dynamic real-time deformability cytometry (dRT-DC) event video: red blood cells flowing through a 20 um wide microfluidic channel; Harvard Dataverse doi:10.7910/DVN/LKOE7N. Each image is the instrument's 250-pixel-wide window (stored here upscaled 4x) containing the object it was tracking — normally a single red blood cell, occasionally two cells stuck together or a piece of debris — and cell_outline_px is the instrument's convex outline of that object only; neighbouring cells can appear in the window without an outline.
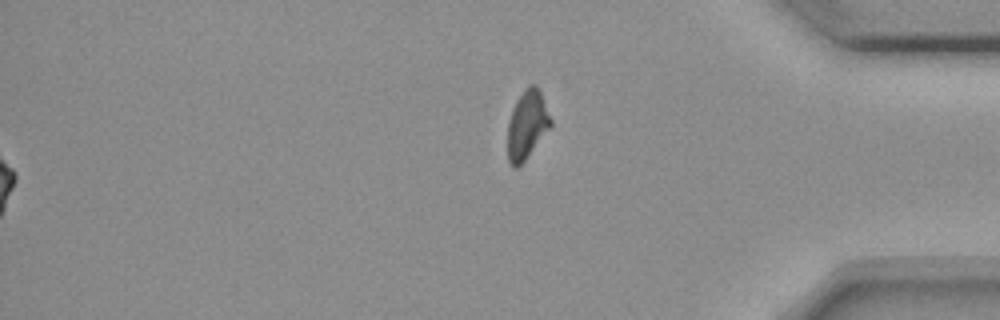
{"species": "common noctule bat (a hibernating species)", "species_latin": "Nyctalus noctula", "temperature_condition": "room temperature", "stored_images_in_passage": 57, "segment_of_instrument_passage": [2, 2], "camera_frame_rate_fps": 3000, "um_per_image_px": 0.085, "animal": {"sex": "female", "body_mass_g": 18.4}, "frame": {"image": 1, "passage_image": 57, "time_ms": 18.667, "image_size_px": [1000, 320], "cell_outline_px": [[552, 124], [524, 160], [516, 168], [512, 168], [508, 160], [508, 124], [512, 108], [516, 100], [524, 88], [528, 84], [536, 84], [540, 92], [552, 120]], "centroid_in_image_um": [44.78, 10.57], "position_along_channel_um": 390.4, "area_um2": 16.94}}